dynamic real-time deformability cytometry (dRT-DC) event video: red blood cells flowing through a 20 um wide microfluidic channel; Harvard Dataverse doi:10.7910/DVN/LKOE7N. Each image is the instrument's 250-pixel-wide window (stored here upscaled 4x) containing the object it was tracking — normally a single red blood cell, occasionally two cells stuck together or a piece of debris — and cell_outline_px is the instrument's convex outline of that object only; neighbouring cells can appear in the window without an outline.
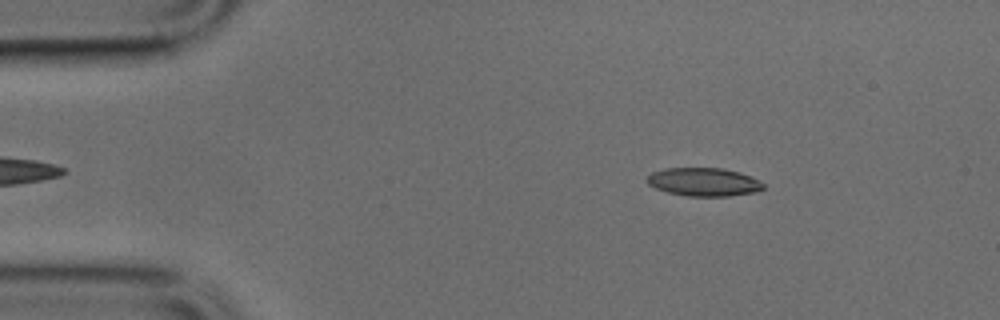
{"species": "common noctule bat (a hibernating species)", "species_latin": "Nyctalus noctula", "temperature_condition": "cold", "stored_images_in_passage": 47, "camera_frame_rate_fps": 3000, "um_per_image_px": 0.085, "animal": {"sex": "male", "body_mass_g": 17.9, "forearm_length_mm": 54.2}, "frame": {"image": 1, "passage_image": 6, "time_ms": 1.667, "image_size_px": [1000, 320], "cell_outline_px": [[764, 188], [756, 192], [728, 196], [688, 196], [668, 192], [656, 188], [648, 184], [644, 180], [652, 172], [664, 168], [720, 168], [740, 172], [764, 184]], "centroid_in_image_um": [59.78, 15.46], "position_along_channel_um": 25.2, "area_um2": 19.07}}
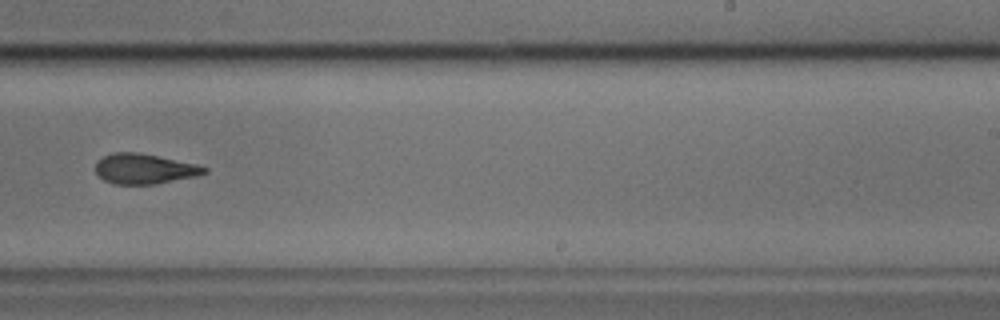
{"frame": {"image": 2, "passage_image": 29, "time_ms": 9.333, "image_size_px": [1000, 320], "cell_outline_px": [[208, 172], [196, 176], [156, 184], [112, 184], [104, 180], [96, 172], [96, 160], [112, 152], [136, 152], [196, 164], [208, 168]], "centroid_in_image_um": [12.25, 14.35], "position_along_channel_um": 276.7, "area_um2": 19.02}}
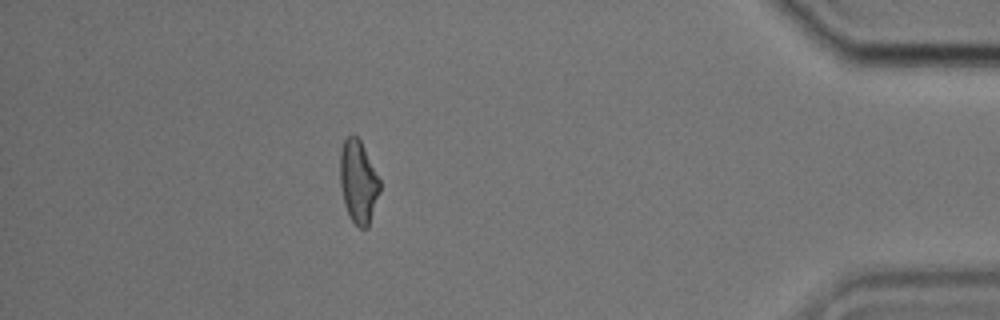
{"frame": {"image": 3, "passage_image": 42, "time_ms": 13.667, "image_size_px": [1000, 320], "cell_outline_px": [[380, 192], [368, 228], [360, 228], [348, 216], [344, 204], [340, 184], [340, 152], [344, 140], [352, 132], [360, 140], [380, 180]], "centroid_in_image_um": [30.45, 15.46], "position_along_channel_um": 404.8, "area_um2": 19.25}}